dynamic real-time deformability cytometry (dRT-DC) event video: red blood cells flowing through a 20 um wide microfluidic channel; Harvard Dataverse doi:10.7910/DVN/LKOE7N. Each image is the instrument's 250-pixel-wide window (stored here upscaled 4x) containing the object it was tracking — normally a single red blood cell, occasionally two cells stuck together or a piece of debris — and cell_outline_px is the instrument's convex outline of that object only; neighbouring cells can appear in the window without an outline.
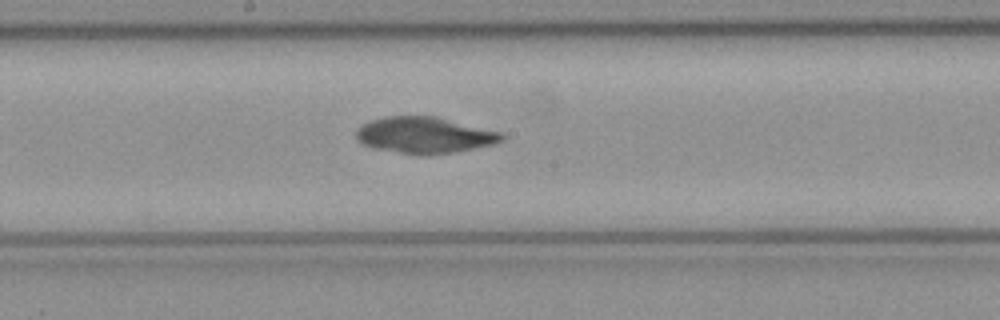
{"species": "common noctule bat (a hibernating species)", "species_latin": "Nyctalus noctula", "temperature_condition": "cold", "stored_images_in_passage": 7, "camera_frame_rate_fps": 3000, "um_per_image_px": 0.085, "animal": {"sex": "female", "body_mass_g": 21.9}, "frame": {"image": 1, "passage_image": 7, "time_ms": 2.0, "image_size_px": [1000, 320], "cell_outline_px": [[504, 140], [496, 144], [452, 152], [428, 156], [416, 156], [376, 148], [364, 144], [356, 140], [356, 128], [372, 120], [384, 116], [436, 116], [504, 132]], "centroid_in_image_um": [36.12, 11.49], "position_along_channel_um": 212.1, "area_um2": 31.21}}